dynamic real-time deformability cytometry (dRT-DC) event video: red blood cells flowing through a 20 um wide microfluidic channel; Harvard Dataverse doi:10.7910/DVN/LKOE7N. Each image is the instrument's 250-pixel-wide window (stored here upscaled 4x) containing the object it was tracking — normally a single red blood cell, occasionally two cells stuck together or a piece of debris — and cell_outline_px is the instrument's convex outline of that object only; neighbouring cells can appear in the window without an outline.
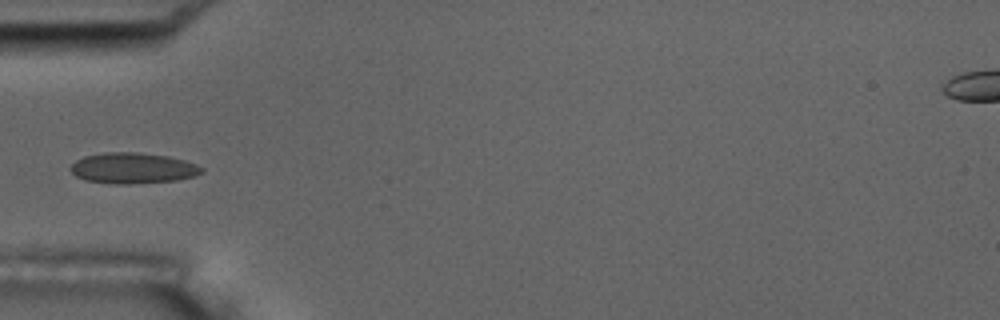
{"species": "common noctule bat (a hibernating species)", "species_latin": "Nyctalus noctula", "temperature_condition": "room temperature", "stored_images_in_passage": 8, "camera_frame_rate_fps": 3000, "um_per_image_px": 0.085, "animal": {"sex": "male", "body_mass_g": 17.5, "forearm_length_mm": 52.3}, "frame": {"image": 1, "passage_image": 5, "time_ms": 4.667, "image_size_px": [1000, 320], "cell_outline_px": [[204, 172], [196, 176], [176, 180], [128, 184], [116, 184], [84, 180], [76, 176], [68, 168], [76, 160], [84, 156], [104, 152], [136, 152], [168, 156], [184, 160], [196, 164], [204, 168]], "centroid_in_image_um": [11.29, 14.29], "position_along_channel_um": 73.7, "area_um2": 23.64}}
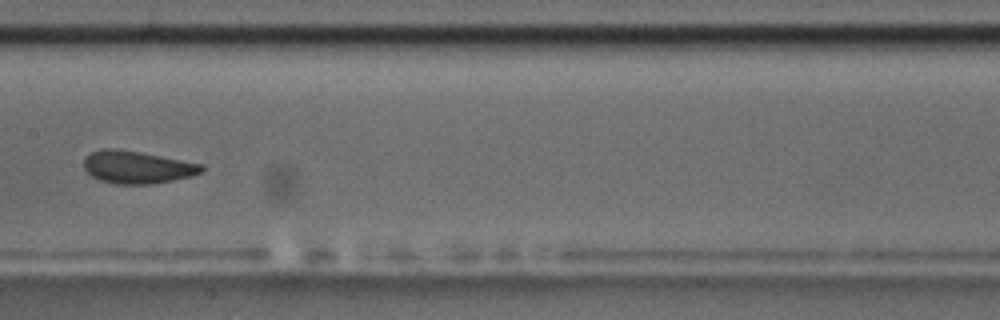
{"frame": {"image": 2, "passage_image": 8, "time_ms": 8.0, "image_size_px": [1000, 320], "cell_outline_px": [[204, 172], [192, 176], [152, 184], [116, 184], [100, 180], [92, 176], [84, 168], [84, 160], [92, 152], [104, 148], [116, 148], [140, 152], [204, 164]], "centroid_in_image_um": [11.7, 14.21], "position_along_channel_um": 195.7, "area_um2": 22.31}}